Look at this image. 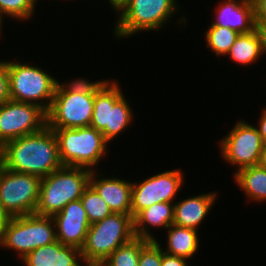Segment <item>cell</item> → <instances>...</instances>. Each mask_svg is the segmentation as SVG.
<instances>
[{
  "label": "cell",
  "instance_id": "cell-1",
  "mask_svg": "<svg viewBox=\"0 0 266 266\" xmlns=\"http://www.w3.org/2000/svg\"><path fill=\"white\" fill-rule=\"evenodd\" d=\"M1 165L8 170L41 178L63 167L53 130L46 126L37 133L6 142L2 146Z\"/></svg>",
  "mask_w": 266,
  "mask_h": 266
},
{
  "label": "cell",
  "instance_id": "cell-2",
  "mask_svg": "<svg viewBox=\"0 0 266 266\" xmlns=\"http://www.w3.org/2000/svg\"><path fill=\"white\" fill-rule=\"evenodd\" d=\"M76 78L58 81L53 101L47 112L50 129L90 126L95 99V82ZM63 83V84H62Z\"/></svg>",
  "mask_w": 266,
  "mask_h": 266
},
{
  "label": "cell",
  "instance_id": "cell-3",
  "mask_svg": "<svg viewBox=\"0 0 266 266\" xmlns=\"http://www.w3.org/2000/svg\"><path fill=\"white\" fill-rule=\"evenodd\" d=\"M179 6L177 0H123L114 9L118 17L114 36L120 40L143 31H158L181 10Z\"/></svg>",
  "mask_w": 266,
  "mask_h": 266
},
{
  "label": "cell",
  "instance_id": "cell-4",
  "mask_svg": "<svg viewBox=\"0 0 266 266\" xmlns=\"http://www.w3.org/2000/svg\"><path fill=\"white\" fill-rule=\"evenodd\" d=\"M120 88L116 80L95 81V99L90 126L102 132L108 143L123 134L134 119L133 108L130 107Z\"/></svg>",
  "mask_w": 266,
  "mask_h": 266
},
{
  "label": "cell",
  "instance_id": "cell-5",
  "mask_svg": "<svg viewBox=\"0 0 266 266\" xmlns=\"http://www.w3.org/2000/svg\"><path fill=\"white\" fill-rule=\"evenodd\" d=\"M91 172L83 167L63 166L43 177L34 214L53 217L69 202L79 200L90 185Z\"/></svg>",
  "mask_w": 266,
  "mask_h": 266
},
{
  "label": "cell",
  "instance_id": "cell-6",
  "mask_svg": "<svg viewBox=\"0 0 266 266\" xmlns=\"http://www.w3.org/2000/svg\"><path fill=\"white\" fill-rule=\"evenodd\" d=\"M135 237L132 215L112 213L90 225L81 256L86 266H97L119 246Z\"/></svg>",
  "mask_w": 266,
  "mask_h": 266
},
{
  "label": "cell",
  "instance_id": "cell-7",
  "mask_svg": "<svg viewBox=\"0 0 266 266\" xmlns=\"http://www.w3.org/2000/svg\"><path fill=\"white\" fill-rule=\"evenodd\" d=\"M52 130L63 166L96 170L102 157L109 153L107 149L110 145L102 132L91 126Z\"/></svg>",
  "mask_w": 266,
  "mask_h": 266
},
{
  "label": "cell",
  "instance_id": "cell-8",
  "mask_svg": "<svg viewBox=\"0 0 266 266\" xmlns=\"http://www.w3.org/2000/svg\"><path fill=\"white\" fill-rule=\"evenodd\" d=\"M28 63L8 60L10 98L38 105L48 112L59 80L47 70Z\"/></svg>",
  "mask_w": 266,
  "mask_h": 266
},
{
  "label": "cell",
  "instance_id": "cell-9",
  "mask_svg": "<svg viewBox=\"0 0 266 266\" xmlns=\"http://www.w3.org/2000/svg\"><path fill=\"white\" fill-rule=\"evenodd\" d=\"M55 241L57 238L53 217L29 214L10 217L0 247L15 251L21 260L36 248Z\"/></svg>",
  "mask_w": 266,
  "mask_h": 266
},
{
  "label": "cell",
  "instance_id": "cell-10",
  "mask_svg": "<svg viewBox=\"0 0 266 266\" xmlns=\"http://www.w3.org/2000/svg\"><path fill=\"white\" fill-rule=\"evenodd\" d=\"M42 178L0 165V204L10 217L34 214Z\"/></svg>",
  "mask_w": 266,
  "mask_h": 266
},
{
  "label": "cell",
  "instance_id": "cell-11",
  "mask_svg": "<svg viewBox=\"0 0 266 266\" xmlns=\"http://www.w3.org/2000/svg\"><path fill=\"white\" fill-rule=\"evenodd\" d=\"M219 148L221 158L236 167L234 175L240 169L259 165L264 144L256 126L240 119L229 133L221 138Z\"/></svg>",
  "mask_w": 266,
  "mask_h": 266
},
{
  "label": "cell",
  "instance_id": "cell-12",
  "mask_svg": "<svg viewBox=\"0 0 266 266\" xmlns=\"http://www.w3.org/2000/svg\"><path fill=\"white\" fill-rule=\"evenodd\" d=\"M182 185H184V175L180 168L166 170L143 181L132 182V217L134 218L140 211L153 204L161 202L174 203Z\"/></svg>",
  "mask_w": 266,
  "mask_h": 266
},
{
  "label": "cell",
  "instance_id": "cell-13",
  "mask_svg": "<svg viewBox=\"0 0 266 266\" xmlns=\"http://www.w3.org/2000/svg\"><path fill=\"white\" fill-rule=\"evenodd\" d=\"M47 126V112L38 105L9 100L0 105V145Z\"/></svg>",
  "mask_w": 266,
  "mask_h": 266
},
{
  "label": "cell",
  "instance_id": "cell-14",
  "mask_svg": "<svg viewBox=\"0 0 266 266\" xmlns=\"http://www.w3.org/2000/svg\"><path fill=\"white\" fill-rule=\"evenodd\" d=\"M53 219L57 240L63 245L81 250L91 225L82 201L79 199L69 202Z\"/></svg>",
  "mask_w": 266,
  "mask_h": 266
},
{
  "label": "cell",
  "instance_id": "cell-15",
  "mask_svg": "<svg viewBox=\"0 0 266 266\" xmlns=\"http://www.w3.org/2000/svg\"><path fill=\"white\" fill-rule=\"evenodd\" d=\"M92 170L90 185L105 200L112 213L131 215L132 182L117 177H104Z\"/></svg>",
  "mask_w": 266,
  "mask_h": 266
},
{
  "label": "cell",
  "instance_id": "cell-16",
  "mask_svg": "<svg viewBox=\"0 0 266 266\" xmlns=\"http://www.w3.org/2000/svg\"><path fill=\"white\" fill-rule=\"evenodd\" d=\"M211 25L227 27L239 34L255 30V13L252 0H222L215 9Z\"/></svg>",
  "mask_w": 266,
  "mask_h": 266
},
{
  "label": "cell",
  "instance_id": "cell-17",
  "mask_svg": "<svg viewBox=\"0 0 266 266\" xmlns=\"http://www.w3.org/2000/svg\"><path fill=\"white\" fill-rule=\"evenodd\" d=\"M217 191L205 192L196 196L174 202L173 224L198 230L205 218L210 214L217 199Z\"/></svg>",
  "mask_w": 266,
  "mask_h": 266
},
{
  "label": "cell",
  "instance_id": "cell-18",
  "mask_svg": "<svg viewBox=\"0 0 266 266\" xmlns=\"http://www.w3.org/2000/svg\"><path fill=\"white\" fill-rule=\"evenodd\" d=\"M21 260L24 266H86L80 249L63 245L58 240L36 248Z\"/></svg>",
  "mask_w": 266,
  "mask_h": 266
},
{
  "label": "cell",
  "instance_id": "cell-19",
  "mask_svg": "<svg viewBox=\"0 0 266 266\" xmlns=\"http://www.w3.org/2000/svg\"><path fill=\"white\" fill-rule=\"evenodd\" d=\"M174 203L161 202L140 211L134 218V234L146 240H156L150 229H167L173 224Z\"/></svg>",
  "mask_w": 266,
  "mask_h": 266
},
{
  "label": "cell",
  "instance_id": "cell-20",
  "mask_svg": "<svg viewBox=\"0 0 266 266\" xmlns=\"http://www.w3.org/2000/svg\"><path fill=\"white\" fill-rule=\"evenodd\" d=\"M166 231L167 242L166 248L162 247L163 252L191 259L199 251L200 237L197 230L171 224Z\"/></svg>",
  "mask_w": 266,
  "mask_h": 266
},
{
  "label": "cell",
  "instance_id": "cell-21",
  "mask_svg": "<svg viewBox=\"0 0 266 266\" xmlns=\"http://www.w3.org/2000/svg\"><path fill=\"white\" fill-rule=\"evenodd\" d=\"M234 182L246 194L250 202L266 201V169L254 165L240 169L232 175Z\"/></svg>",
  "mask_w": 266,
  "mask_h": 266
},
{
  "label": "cell",
  "instance_id": "cell-22",
  "mask_svg": "<svg viewBox=\"0 0 266 266\" xmlns=\"http://www.w3.org/2000/svg\"><path fill=\"white\" fill-rule=\"evenodd\" d=\"M227 55L230 60L241 66H250L258 62L262 55L260 41L255 30L250 33L239 34Z\"/></svg>",
  "mask_w": 266,
  "mask_h": 266
},
{
  "label": "cell",
  "instance_id": "cell-23",
  "mask_svg": "<svg viewBox=\"0 0 266 266\" xmlns=\"http://www.w3.org/2000/svg\"><path fill=\"white\" fill-rule=\"evenodd\" d=\"M148 241L140 237H134L128 243L119 246L97 266H138L140 250Z\"/></svg>",
  "mask_w": 266,
  "mask_h": 266
},
{
  "label": "cell",
  "instance_id": "cell-24",
  "mask_svg": "<svg viewBox=\"0 0 266 266\" xmlns=\"http://www.w3.org/2000/svg\"><path fill=\"white\" fill-rule=\"evenodd\" d=\"M204 39L207 48L217 56H227L232 44L236 41L239 33L227 27L208 26Z\"/></svg>",
  "mask_w": 266,
  "mask_h": 266
},
{
  "label": "cell",
  "instance_id": "cell-25",
  "mask_svg": "<svg viewBox=\"0 0 266 266\" xmlns=\"http://www.w3.org/2000/svg\"><path fill=\"white\" fill-rule=\"evenodd\" d=\"M80 200L90 224L101 221L112 214L105 200L91 185L84 190Z\"/></svg>",
  "mask_w": 266,
  "mask_h": 266
},
{
  "label": "cell",
  "instance_id": "cell-26",
  "mask_svg": "<svg viewBox=\"0 0 266 266\" xmlns=\"http://www.w3.org/2000/svg\"><path fill=\"white\" fill-rule=\"evenodd\" d=\"M38 1L39 0H0V22L3 24V20L6 16L12 17L14 20L16 19L17 22L31 20V17L35 15V7Z\"/></svg>",
  "mask_w": 266,
  "mask_h": 266
},
{
  "label": "cell",
  "instance_id": "cell-27",
  "mask_svg": "<svg viewBox=\"0 0 266 266\" xmlns=\"http://www.w3.org/2000/svg\"><path fill=\"white\" fill-rule=\"evenodd\" d=\"M161 242L156 240H149L140 250L138 258V266H161L162 250Z\"/></svg>",
  "mask_w": 266,
  "mask_h": 266
},
{
  "label": "cell",
  "instance_id": "cell-28",
  "mask_svg": "<svg viewBox=\"0 0 266 266\" xmlns=\"http://www.w3.org/2000/svg\"><path fill=\"white\" fill-rule=\"evenodd\" d=\"M11 100L9 88L8 61H0V105Z\"/></svg>",
  "mask_w": 266,
  "mask_h": 266
},
{
  "label": "cell",
  "instance_id": "cell-29",
  "mask_svg": "<svg viewBox=\"0 0 266 266\" xmlns=\"http://www.w3.org/2000/svg\"><path fill=\"white\" fill-rule=\"evenodd\" d=\"M187 260L189 261L190 259H186L180 256L169 255L164 252L162 254L161 266H188L189 262H187Z\"/></svg>",
  "mask_w": 266,
  "mask_h": 266
},
{
  "label": "cell",
  "instance_id": "cell-30",
  "mask_svg": "<svg viewBox=\"0 0 266 266\" xmlns=\"http://www.w3.org/2000/svg\"><path fill=\"white\" fill-rule=\"evenodd\" d=\"M256 23L266 22V0H252Z\"/></svg>",
  "mask_w": 266,
  "mask_h": 266
},
{
  "label": "cell",
  "instance_id": "cell-31",
  "mask_svg": "<svg viewBox=\"0 0 266 266\" xmlns=\"http://www.w3.org/2000/svg\"><path fill=\"white\" fill-rule=\"evenodd\" d=\"M255 32L258 35L260 41V51L261 55L266 56V24L265 23H256L255 24Z\"/></svg>",
  "mask_w": 266,
  "mask_h": 266
},
{
  "label": "cell",
  "instance_id": "cell-32",
  "mask_svg": "<svg viewBox=\"0 0 266 266\" xmlns=\"http://www.w3.org/2000/svg\"><path fill=\"white\" fill-rule=\"evenodd\" d=\"M258 125H256V128L260 134V137L262 138V142L264 145H266V106L265 109H262V112L260 113V117H258Z\"/></svg>",
  "mask_w": 266,
  "mask_h": 266
},
{
  "label": "cell",
  "instance_id": "cell-33",
  "mask_svg": "<svg viewBox=\"0 0 266 266\" xmlns=\"http://www.w3.org/2000/svg\"><path fill=\"white\" fill-rule=\"evenodd\" d=\"M9 219L10 216L3 210L2 205L0 204V244L2 242L4 231Z\"/></svg>",
  "mask_w": 266,
  "mask_h": 266
},
{
  "label": "cell",
  "instance_id": "cell-34",
  "mask_svg": "<svg viewBox=\"0 0 266 266\" xmlns=\"http://www.w3.org/2000/svg\"><path fill=\"white\" fill-rule=\"evenodd\" d=\"M259 165L266 169V145H264L263 151L261 153Z\"/></svg>",
  "mask_w": 266,
  "mask_h": 266
},
{
  "label": "cell",
  "instance_id": "cell-35",
  "mask_svg": "<svg viewBox=\"0 0 266 266\" xmlns=\"http://www.w3.org/2000/svg\"><path fill=\"white\" fill-rule=\"evenodd\" d=\"M111 4L112 9L114 10L123 0H108Z\"/></svg>",
  "mask_w": 266,
  "mask_h": 266
},
{
  "label": "cell",
  "instance_id": "cell-36",
  "mask_svg": "<svg viewBox=\"0 0 266 266\" xmlns=\"http://www.w3.org/2000/svg\"><path fill=\"white\" fill-rule=\"evenodd\" d=\"M2 26H4V25H2V23L0 22V36L3 34V33H2V31H3Z\"/></svg>",
  "mask_w": 266,
  "mask_h": 266
},
{
  "label": "cell",
  "instance_id": "cell-37",
  "mask_svg": "<svg viewBox=\"0 0 266 266\" xmlns=\"http://www.w3.org/2000/svg\"><path fill=\"white\" fill-rule=\"evenodd\" d=\"M1 151H2V146L0 145V165H1Z\"/></svg>",
  "mask_w": 266,
  "mask_h": 266
}]
</instances>
